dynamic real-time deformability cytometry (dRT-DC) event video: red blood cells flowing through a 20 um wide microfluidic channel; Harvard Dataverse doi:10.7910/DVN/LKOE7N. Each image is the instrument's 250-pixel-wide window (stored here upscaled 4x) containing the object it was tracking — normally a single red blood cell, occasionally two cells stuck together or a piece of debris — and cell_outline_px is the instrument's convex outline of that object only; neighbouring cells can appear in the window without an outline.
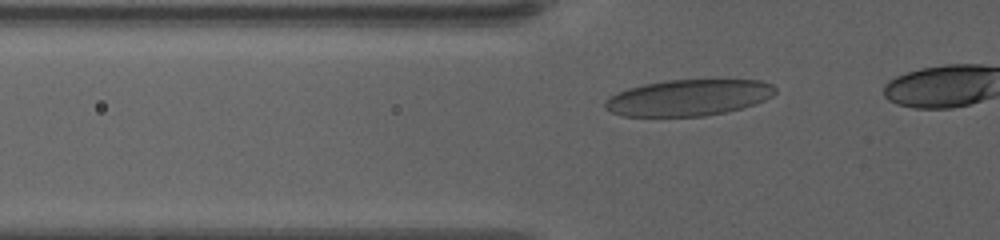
{"species": "human", "species_latin": "Homo sapiens", "temperature_condition": "warm", "stored_images_in_passage": 18, "camera_frame_rate_fps": 3000, "um_per_image_px": 0.085, "donor": {"sex": "female"}, "frame": {"image": 1, "passage_image": 4, "time_ms": 1.0, "image_size_px": [1000, 240], "cell_outline_px": [[776, 92], [772, 96], [756, 104], [724, 112], [704, 116], [624, 116], [612, 112], [604, 108], [604, 104], [616, 92], [628, 88], [644, 84], [668, 80], [760, 80], [772, 84], [776, 88]], "centroid_in_image_um": [58.54, 8.3], "position_along_channel_um": 67.3, "area_um2": 35.78}}
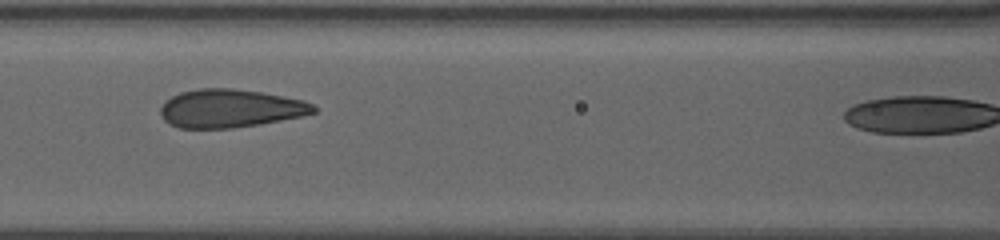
{"frame": {"image": 2, "passage_image": 11, "time_ms": 3.333, "image_size_px": [1000, 240], "cell_outline_px": [[316, 112], [300, 116], [260, 124], [232, 128], [180, 128], [168, 124], [164, 120], [160, 112], [160, 108], [172, 96], [180, 92], [200, 88], [232, 88], [260, 92], [284, 96], [304, 100], [312, 104], [316, 108]], "centroid_in_image_um": [19.56, 9.21], "position_along_channel_um": 147.0, "area_um2": 33.99}}
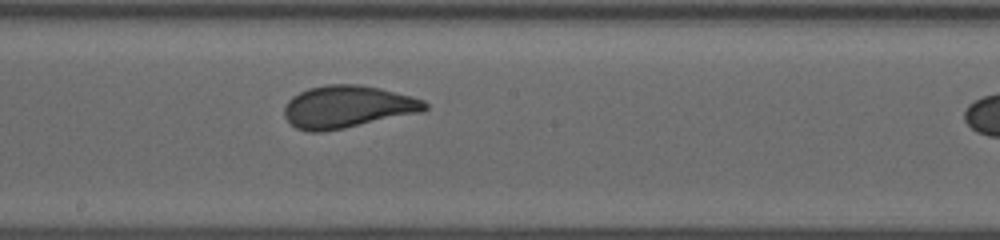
{"frame": {"image": 3, "passage_image": 17, "time_ms": 5.333, "image_size_px": [1000, 240], "cell_outline_px": [[428, 108], [424, 112], [324, 132], [308, 132], [296, 128], [284, 116], [284, 108], [288, 100], [292, 96], [308, 88], [328, 84], [356, 84], [380, 88], [412, 96], [424, 100], [428, 104]], "centroid_in_image_um": [29.55, 9.08], "position_along_channel_um": 218.6, "area_um2": 34.91}}